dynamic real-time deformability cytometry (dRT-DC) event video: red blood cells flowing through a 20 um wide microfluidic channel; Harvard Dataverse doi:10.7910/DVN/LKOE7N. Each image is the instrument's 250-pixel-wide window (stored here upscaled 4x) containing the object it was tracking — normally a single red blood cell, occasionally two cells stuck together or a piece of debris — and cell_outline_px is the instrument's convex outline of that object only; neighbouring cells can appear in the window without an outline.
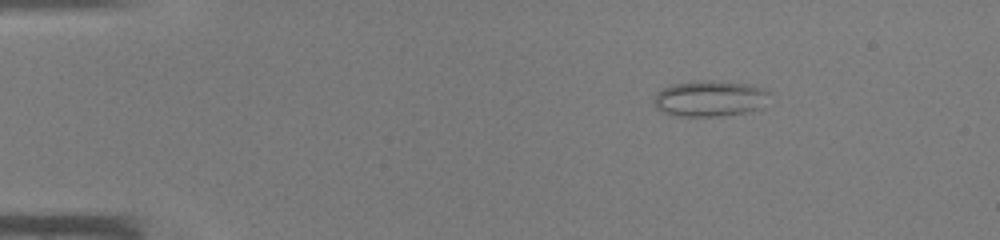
{"species": "common noctule bat (a hibernating species)", "species_latin": "Nyctalus noctula", "temperature_condition": "warm", "stored_images_in_passage": 39, "camera_frame_rate_fps": 3000, "um_per_image_px": 0.085, "animal": {"sex": "male", "body_mass_g": 19.0, "forearm_length_mm": 50.8}, "frame": {"image": 1, "passage_image": 1, "time_ms": 0.0, "image_size_px": [1000, 240], "cell_outline_px": [[768, 92], [764, 108], [744, 112], [716, 116], [676, 116], [664, 112], [656, 108], [656, 96], [664, 88], [672, 84], [708, 80], [748, 84], [764, 88]], "centroid_in_image_um": [60.38, 8.38], "position_along_channel_um": 24.6, "area_um2": 23.76}}
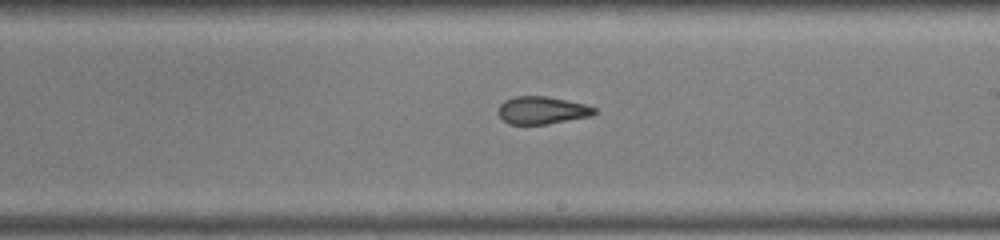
{"frame": {"image": 2, "passage_image": 21, "time_ms": 6.667, "image_size_px": [1000, 240], "cell_outline_px": [[596, 112], [592, 116], [548, 124], [508, 124], [496, 112], [500, 104], [504, 100], [516, 96], [548, 96], [584, 104], [596, 108]], "centroid_in_image_um": [46.06, 9.37], "position_along_channel_um": 242.9, "area_um2": 15.55}}
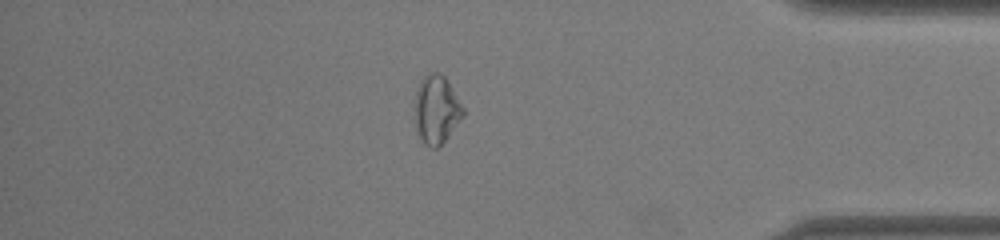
{"frame": {"image": 3, "passage_image": 33, "time_ms": 10.667, "image_size_px": [1000, 240], "cell_outline_px": [[464, 116], [448, 136], [436, 148], [432, 148], [424, 144], [416, 128], [416, 92], [420, 80], [428, 72], [440, 72], [448, 80], [464, 108]], "centroid_in_image_um": [37.12, 9.28], "position_along_channel_um": 398.1, "area_um2": 19.07}}